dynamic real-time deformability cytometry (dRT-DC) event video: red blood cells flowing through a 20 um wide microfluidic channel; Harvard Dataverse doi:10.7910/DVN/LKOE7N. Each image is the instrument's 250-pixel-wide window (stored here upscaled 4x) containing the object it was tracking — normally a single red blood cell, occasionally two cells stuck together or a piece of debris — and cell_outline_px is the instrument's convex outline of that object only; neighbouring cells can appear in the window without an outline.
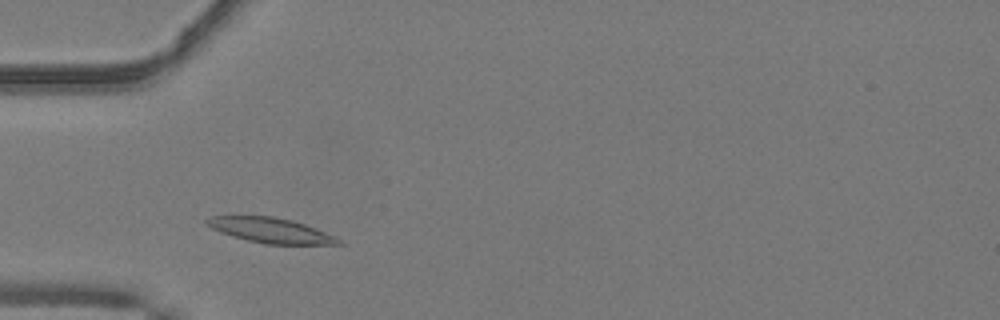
{"species": "common noctule bat (a hibernating species)", "species_latin": "Nyctalus noctula", "temperature_condition": "warm", "stored_images_in_passage": 40, "camera_frame_rate_fps": 3000, "um_per_image_px": 0.085, "animal": {"sex": "male", "body_mass_g": 19.2, "forearm_length_mm": 51.8}, "frame": {"image": 1, "passage_image": 5, "time_ms": 1.333, "image_size_px": [1000, 320], "cell_outline_px": [[344, 244], [264, 244], [248, 240], [220, 232], [204, 224], [204, 220], [208, 216], [276, 216], [292, 220], [304, 224], [336, 236]], "centroid_in_image_um": [22.98, 19.57], "position_along_channel_um": 62.0, "area_um2": 19.19}}
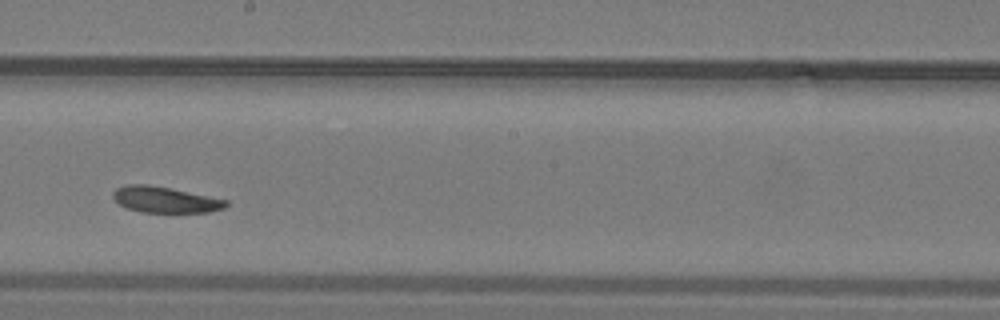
{"frame": {"image": 2, "passage_image": 18, "time_ms": 5.667, "image_size_px": [1000, 320], "cell_outline_px": [[228, 204], [224, 208], [208, 212], [140, 212], [128, 208], [120, 204], [112, 196], [112, 192], [116, 188], [128, 184], [148, 184], [228, 200]], "centroid_in_image_um": [14.01, 16.97], "position_along_channel_um": 234.2, "area_um2": 16.88}}
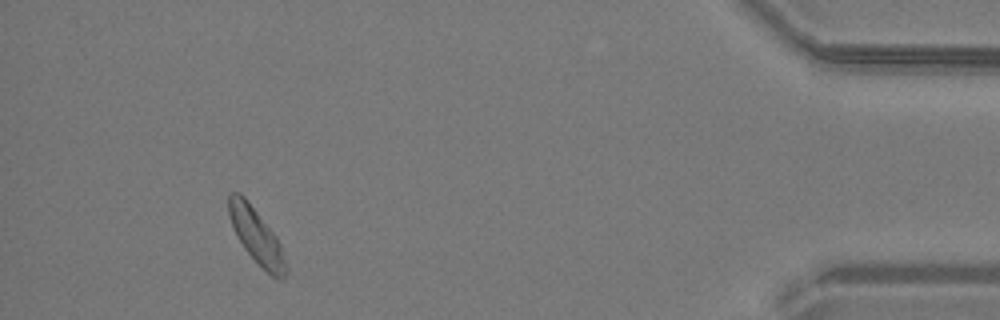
{"frame": {"image": 3, "passage_image": 36, "time_ms": 11.667, "image_size_px": [1000, 320], "cell_outline_px": [[288, 272], [284, 280], [280, 280], [272, 276], [244, 248], [236, 236], [232, 228], [228, 216], [228, 196], [232, 192], [240, 192], [244, 196], [276, 236], [280, 244], [288, 268]], "centroid_in_image_um": [21.79, 20.06], "position_along_channel_um": 413.4, "area_um2": 18.26}, "authors_computed_cell_mechanics": {"area_um2": 18.0625, "velocity_mm_per_s": 4.0354, "shape_relaxation_time_tau1_ms": 7.4221, "shape_relaxation_time_tau2_ms": null, "deformation_change_tau1": 0.1304, "deformation_change_tau2": null}}